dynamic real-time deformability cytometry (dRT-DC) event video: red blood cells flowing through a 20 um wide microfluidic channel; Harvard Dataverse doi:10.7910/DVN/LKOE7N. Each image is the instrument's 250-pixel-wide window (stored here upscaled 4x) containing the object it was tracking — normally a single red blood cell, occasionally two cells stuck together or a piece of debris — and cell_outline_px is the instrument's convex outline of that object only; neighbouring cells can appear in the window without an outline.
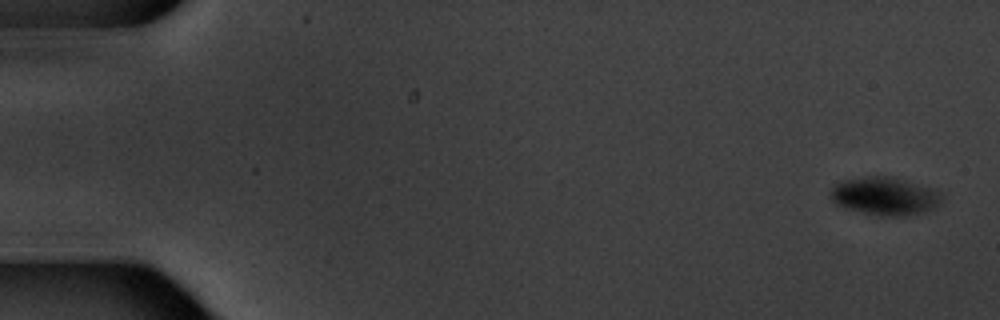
{"species": "common noctule bat (a hibernating species)", "species_latin": "Nyctalus noctula", "temperature_condition": "warm", "stored_images_in_passage": 8, "camera_frame_rate_fps": 3000, "um_per_image_px": 0.085, "animal": {"sex": "male", "body_mass_g": 20.1, "forearm_length_mm": 53.5}, "frame": {"image": 1, "passage_image": 1, "time_ms": 0.0, "image_size_px": [1000, 320], "cell_outline_px": [[940, 200], [936, 208], [924, 212], [904, 216], [880, 216], [848, 208], [836, 204], [828, 196], [828, 192], [836, 184], [844, 180], [868, 176], [892, 176], [932, 188], [940, 192]], "centroid_in_image_um": [75.2, 16.66], "position_along_channel_um": 9.8, "area_um2": 24.57}}
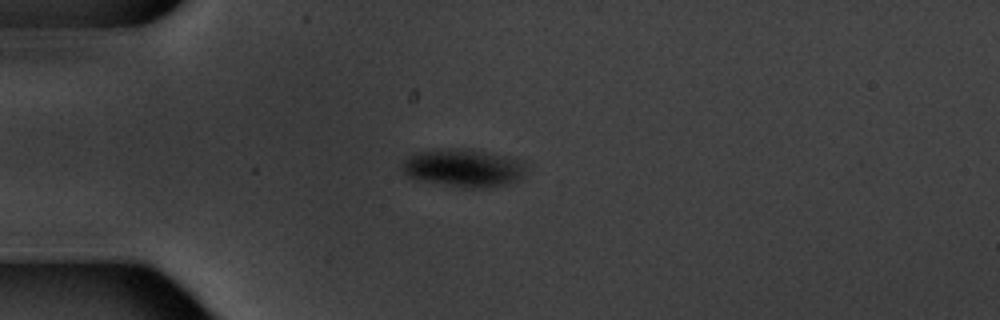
{"frame": {"image": 2, "passage_image": 5, "time_ms": 4.667, "image_size_px": [1000, 320], "cell_outline_px": [[528, 164], [524, 172], [516, 180], [504, 184], [480, 188], [464, 188], [416, 180], [408, 176], [400, 168], [400, 164], [408, 156], [416, 152], [448, 148], [468, 148], [512, 156], [524, 160]], "centroid_in_image_um": [39.39, 14.25], "position_along_channel_um": 45.6, "area_um2": 27.92}}